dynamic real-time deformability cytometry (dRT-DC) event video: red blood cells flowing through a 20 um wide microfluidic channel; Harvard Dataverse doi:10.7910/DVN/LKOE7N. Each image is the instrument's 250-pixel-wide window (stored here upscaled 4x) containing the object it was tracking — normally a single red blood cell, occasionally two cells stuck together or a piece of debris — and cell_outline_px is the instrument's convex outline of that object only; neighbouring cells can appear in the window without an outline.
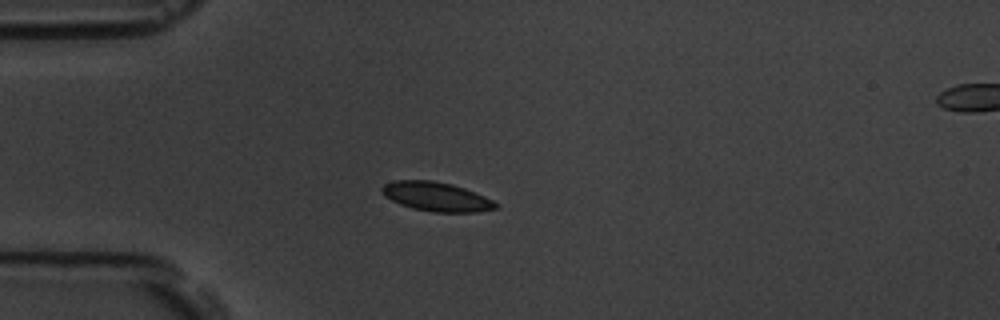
{"species": "common noctule bat (a hibernating species)", "species_latin": "Nyctalus noctula", "temperature_condition": "room temperature", "stored_images_in_passage": 3, "camera_frame_rate_fps": 3000, "um_per_image_px": 0.085, "animal": {"sex": "male", "body_mass_g": 19.5, "forearm_length_mm": 54.6}, "frame": {"image": 1, "passage_image": 1, "time_ms": 0.0, "image_size_px": [1000, 320], "cell_outline_px": [[500, 208], [476, 212], [432, 212], [412, 208], [400, 204], [384, 196], [380, 188], [384, 184], [396, 180], [432, 180], [452, 184], [476, 192], [500, 204]], "centroid_in_image_um": [37.12, 16.72], "position_along_channel_um": 47.9, "area_um2": 19.48}}
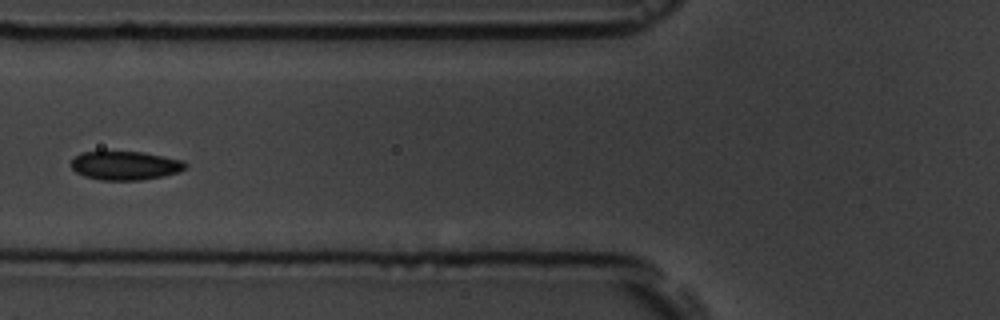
{"frame": {"image": 2, "passage_image": 3, "time_ms": 2.333, "image_size_px": [1000, 320], "cell_outline_px": [[188, 168], [180, 172], [164, 176], [140, 180], [100, 180], [84, 176], [76, 172], [72, 168], [72, 160], [80, 152], [144, 152], [184, 160], [188, 164]], "centroid_in_image_um": [10.71, 14.07], "position_along_channel_um": 115.1, "area_um2": 19.31}}